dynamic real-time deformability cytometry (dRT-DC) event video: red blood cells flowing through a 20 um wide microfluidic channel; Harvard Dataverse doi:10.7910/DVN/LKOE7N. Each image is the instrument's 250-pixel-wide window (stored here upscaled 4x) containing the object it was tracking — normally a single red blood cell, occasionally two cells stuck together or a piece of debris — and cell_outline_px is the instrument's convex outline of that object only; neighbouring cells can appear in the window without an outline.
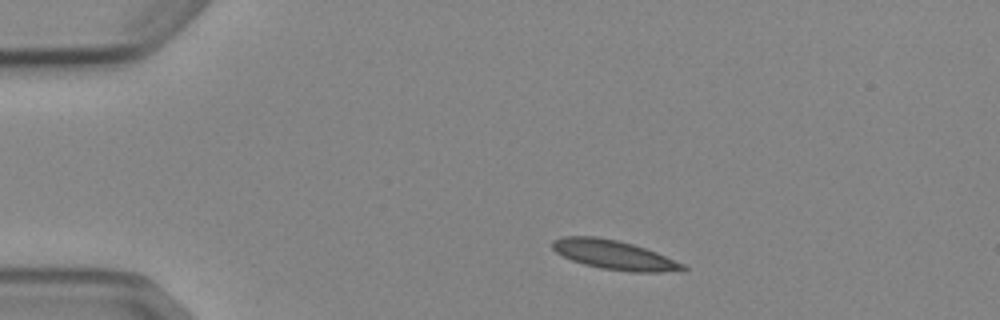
{"species": "Egyptian fruit bat (a non-hibernating species)", "species_latin": "Rousettus aegyptiacus", "temperature_condition": "cold", "stored_images_in_passage": 7, "camera_frame_rate_fps": 3000, "um_per_image_px": 0.085, "animal": {"sex": "female"}, "frame": {"image": 1, "passage_image": 1, "time_ms": 0.0, "image_size_px": [1000, 320], "cell_outline_px": [[688, 268], [684, 272], [628, 272], [600, 268], [584, 264], [572, 260], [556, 252], [552, 248], [552, 240], [564, 236], [596, 236], [616, 240], [632, 244], [656, 252], [684, 264]], "centroid_in_image_um": [52.23, 21.68], "position_along_channel_um": 32.8, "area_um2": 22.31}}
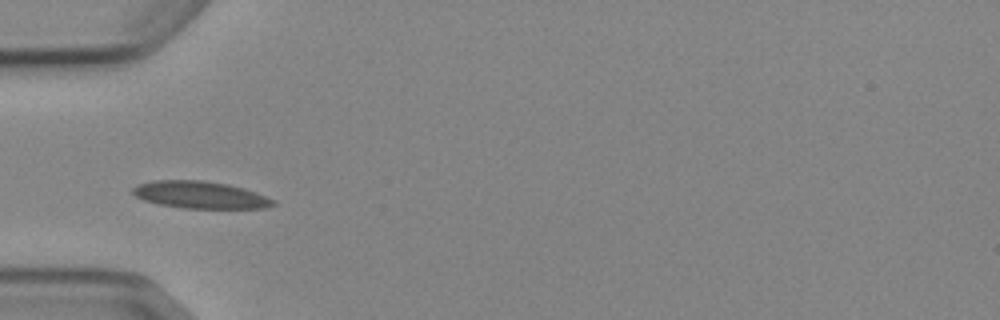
{"frame": {"image": 2, "passage_image": 3, "time_ms": 2.333, "image_size_px": [1000, 320], "cell_outline_px": [[276, 204], [264, 208], [184, 208], [160, 204], [144, 200], [136, 196], [132, 192], [132, 188], [136, 184], [152, 180], [204, 180], [228, 184], [244, 188], [256, 192], [276, 200]], "centroid_in_image_um": [17.02, 16.55], "position_along_channel_um": 68.0, "area_um2": 22.31}}
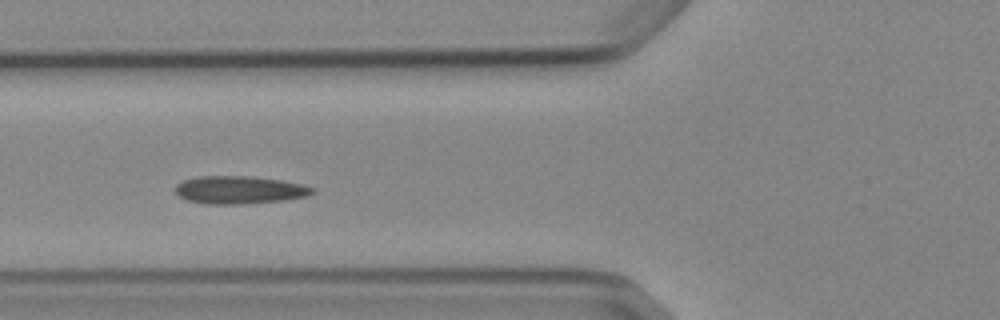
{"frame": {"image": 3, "passage_image": 4, "time_ms": 3.333, "image_size_px": [1000, 320], "cell_outline_px": [[316, 192], [308, 196], [284, 200], [244, 204], [208, 204], [188, 200], [180, 196], [176, 192], [176, 184], [184, 180], [200, 176], [252, 176], [280, 180], [304, 184], [316, 188]], "centroid_in_image_um": [20.42, 16.14], "position_along_channel_um": 105.4, "area_um2": 22.31}}